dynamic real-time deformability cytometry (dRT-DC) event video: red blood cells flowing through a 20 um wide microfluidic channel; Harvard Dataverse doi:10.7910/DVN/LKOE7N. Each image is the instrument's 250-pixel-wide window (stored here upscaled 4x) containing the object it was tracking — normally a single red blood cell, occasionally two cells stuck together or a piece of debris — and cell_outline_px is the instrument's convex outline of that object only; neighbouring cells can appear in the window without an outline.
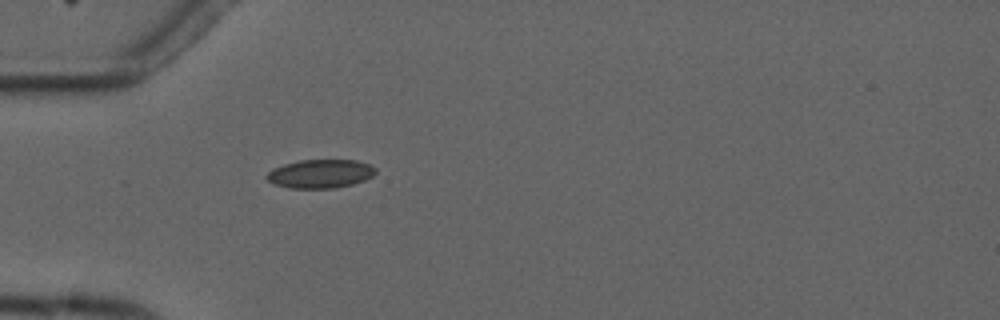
{"species": "common noctule bat (a hibernating species)", "species_latin": "Nyctalus noctula", "temperature_condition": "cold", "stored_images_in_passage": 2, "camera_frame_rate_fps": 3000, "um_per_image_px": 0.085, "animal": {"sex": "male", "forearm_length_mm": 52.5}, "frame": {"image": 1, "passage_image": 2, "time_ms": 1.333, "image_size_px": [1000, 320], "cell_outline_px": [[376, 172], [372, 176], [364, 180], [352, 184], [336, 188], [288, 188], [276, 184], [268, 180], [264, 176], [268, 172], [284, 164], [300, 160], [356, 160], [372, 164], [376, 168]], "centroid_in_image_um": [27.27, 14.76], "position_along_channel_um": 57.7, "area_um2": 18.15}}